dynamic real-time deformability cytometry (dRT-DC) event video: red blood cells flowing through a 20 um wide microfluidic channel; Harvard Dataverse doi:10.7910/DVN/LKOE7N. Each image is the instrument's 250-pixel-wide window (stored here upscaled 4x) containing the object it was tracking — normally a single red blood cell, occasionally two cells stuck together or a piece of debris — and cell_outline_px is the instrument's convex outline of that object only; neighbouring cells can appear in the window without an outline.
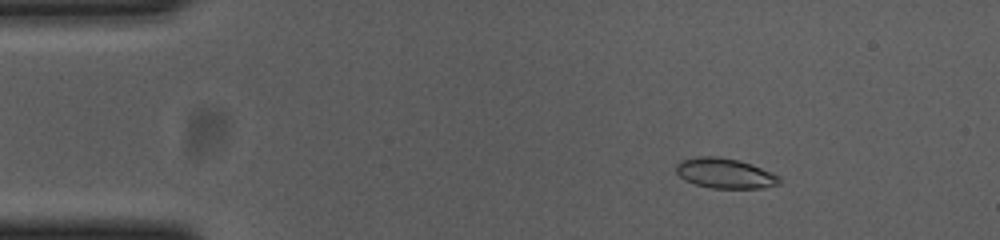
{"species": "common noctule bat (a hibernating species)", "species_latin": "Nyctalus noctula", "temperature_condition": "cold", "stored_images_in_passage": 55, "camera_frame_rate_fps": 3000, "um_per_image_px": 0.085, "animal": {"sex": "female", "body_mass_g": 23.0, "forearm_length_mm": 53.4}, "frame": {"image": 1, "passage_image": 8, "time_ms": 2.333, "image_size_px": [1000, 240], "cell_outline_px": [[780, 184], [764, 188], [712, 188], [696, 184], [680, 176], [676, 172], [676, 164], [680, 160], [696, 156], [716, 156], [736, 160], [752, 164], [772, 172], [780, 176]], "centroid_in_image_um": [61.64, 14.72], "position_along_channel_um": 23.4, "area_um2": 18.09}}
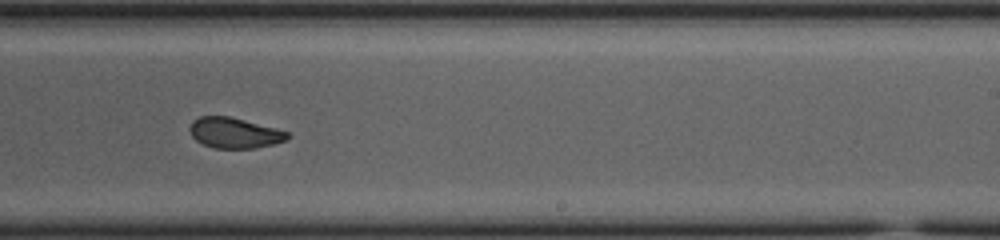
{"frame": {"image": 2, "passage_image": 34, "time_ms": 11.0, "image_size_px": [1000, 240], "cell_outline_px": [[292, 136], [288, 140], [256, 148], [212, 148], [196, 140], [192, 136], [188, 128], [192, 120], [200, 116], [228, 116], [276, 128], [288, 132]], "centroid_in_image_um": [19.93, 11.3], "position_along_channel_um": 269.1, "area_um2": 17.46}}
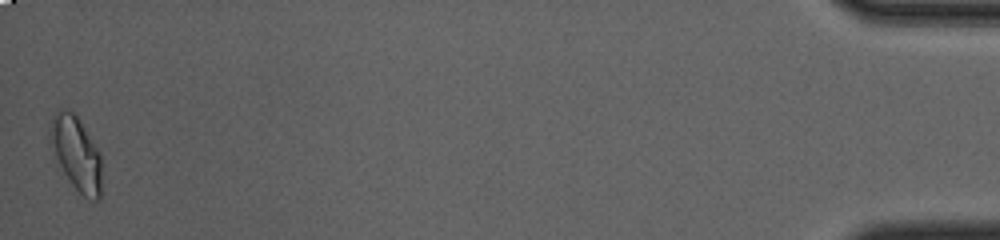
{"frame": {"image": 3, "passage_image": 55, "time_ms": 18.0, "image_size_px": [1000, 240], "cell_outline_px": [[100, 200], [92, 200], [84, 196], [72, 184], [52, 160], [48, 140], [48, 124], [56, 112], [64, 108], [72, 112], [80, 120], [100, 152]], "centroid_in_image_um": [6.39, 13.02], "position_along_channel_um": 428.8, "area_um2": 22.77}, "authors_computed_cell_mechanics": {"area_um2": 18.3226, "velocity_mm_per_s": 3.6744, "shape_relaxation_time_tau1_ms": 3.3641, "shape_relaxation_time_tau2_ms": 1.5012, "deformation_change_tau1": 0.1382, "deformation_change_tau2": 0.0692}}